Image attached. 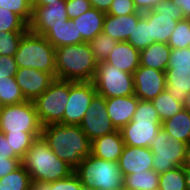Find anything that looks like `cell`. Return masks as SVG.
Segmentation results:
<instances>
[{
  "label": "cell",
  "mask_w": 190,
  "mask_h": 190,
  "mask_svg": "<svg viewBox=\"0 0 190 190\" xmlns=\"http://www.w3.org/2000/svg\"><path fill=\"white\" fill-rule=\"evenodd\" d=\"M41 137L73 169L91 154V141L79 125L50 124L42 127Z\"/></svg>",
  "instance_id": "1"
},
{
  "label": "cell",
  "mask_w": 190,
  "mask_h": 190,
  "mask_svg": "<svg viewBox=\"0 0 190 190\" xmlns=\"http://www.w3.org/2000/svg\"><path fill=\"white\" fill-rule=\"evenodd\" d=\"M35 182L52 183L70 176L74 169L58 158L42 137L37 138L21 159Z\"/></svg>",
  "instance_id": "2"
},
{
  "label": "cell",
  "mask_w": 190,
  "mask_h": 190,
  "mask_svg": "<svg viewBox=\"0 0 190 190\" xmlns=\"http://www.w3.org/2000/svg\"><path fill=\"white\" fill-rule=\"evenodd\" d=\"M56 78L72 82L92 81L98 62L89 43L55 48Z\"/></svg>",
  "instance_id": "3"
},
{
  "label": "cell",
  "mask_w": 190,
  "mask_h": 190,
  "mask_svg": "<svg viewBox=\"0 0 190 190\" xmlns=\"http://www.w3.org/2000/svg\"><path fill=\"white\" fill-rule=\"evenodd\" d=\"M86 190H123V175L118 162L87 155L74 169Z\"/></svg>",
  "instance_id": "4"
},
{
  "label": "cell",
  "mask_w": 190,
  "mask_h": 190,
  "mask_svg": "<svg viewBox=\"0 0 190 190\" xmlns=\"http://www.w3.org/2000/svg\"><path fill=\"white\" fill-rule=\"evenodd\" d=\"M18 68H33L56 78L55 47L43 36L27 31L14 55Z\"/></svg>",
  "instance_id": "5"
},
{
  "label": "cell",
  "mask_w": 190,
  "mask_h": 190,
  "mask_svg": "<svg viewBox=\"0 0 190 190\" xmlns=\"http://www.w3.org/2000/svg\"><path fill=\"white\" fill-rule=\"evenodd\" d=\"M161 120L151 101L139 100L130 123L120 131L125 145L150 147L161 128Z\"/></svg>",
  "instance_id": "6"
},
{
  "label": "cell",
  "mask_w": 190,
  "mask_h": 190,
  "mask_svg": "<svg viewBox=\"0 0 190 190\" xmlns=\"http://www.w3.org/2000/svg\"><path fill=\"white\" fill-rule=\"evenodd\" d=\"M69 98V81L55 78L34 101L42 127L63 124V114Z\"/></svg>",
  "instance_id": "7"
},
{
  "label": "cell",
  "mask_w": 190,
  "mask_h": 190,
  "mask_svg": "<svg viewBox=\"0 0 190 190\" xmlns=\"http://www.w3.org/2000/svg\"><path fill=\"white\" fill-rule=\"evenodd\" d=\"M92 82L97 94L105 98L134 95L133 74L105 61L98 63Z\"/></svg>",
  "instance_id": "8"
},
{
  "label": "cell",
  "mask_w": 190,
  "mask_h": 190,
  "mask_svg": "<svg viewBox=\"0 0 190 190\" xmlns=\"http://www.w3.org/2000/svg\"><path fill=\"white\" fill-rule=\"evenodd\" d=\"M0 130L3 133H42V125L33 101L0 108Z\"/></svg>",
  "instance_id": "9"
},
{
  "label": "cell",
  "mask_w": 190,
  "mask_h": 190,
  "mask_svg": "<svg viewBox=\"0 0 190 190\" xmlns=\"http://www.w3.org/2000/svg\"><path fill=\"white\" fill-rule=\"evenodd\" d=\"M187 144L171 137L162 127L150 145L153 153V170L161 174L184 163Z\"/></svg>",
  "instance_id": "10"
},
{
  "label": "cell",
  "mask_w": 190,
  "mask_h": 190,
  "mask_svg": "<svg viewBox=\"0 0 190 190\" xmlns=\"http://www.w3.org/2000/svg\"><path fill=\"white\" fill-rule=\"evenodd\" d=\"M142 16L151 24V39L167 44L178 21L183 20L182 9L171 0L160 1L153 10L142 12Z\"/></svg>",
  "instance_id": "11"
},
{
  "label": "cell",
  "mask_w": 190,
  "mask_h": 190,
  "mask_svg": "<svg viewBox=\"0 0 190 190\" xmlns=\"http://www.w3.org/2000/svg\"><path fill=\"white\" fill-rule=\"evenodd\" d=\"M96 94L92 81H69V98L63 114V124L79 125Z\"/></svg>",
  "instance_id": "12"
},
{
  "label": "cell",
  "mask_w": 190,
  "mask_h": 190,
  "mask_svg": "<svg viewBox=\"0 0 190 190\" xmlns=\"http://www.w3.org/2000/svg\"><path fill=\"white\" fill-rule=\"evenodd\" d=\"M79 126L90 141L117 131L108 116L105 97H93Z\"/></svg>",
  "instance_id": "13"
},
{
  "label": "cell",
  "mask_w": 190,
  "mask_h": 190,
  "mask_svg": "<svg viewBox=\"0 0 190 190\" xmlns=\"http://www.w3.org/2000/svg\"><path fill=\"white\" fill-rule=\"evenodd\" d=\"M32 7V18L28 24V30L38 35H44L51 26H59L69 20L66 12V0H57L46 6Z\"/></svg>",
  "instance_id": "14"
},
{
  "label": "cell",
  "mask_w": 190,
  "mask_h": 190,
  "mask_svg": "<svg viewBox=\"0 0 190 190\" xmlns=\"http://www.w3.org/2000/svg\"><path fill=\"white\" fill-rule=\"evenodd\" d=\"M134 95L139 100L152 101L166 89L165 72L139 66L133 73Z\"/></svg>",
  "instance_id": "15"
},
{
  "label": "cell",
  "mask_w": 190,
  "mask_h": 190,
  "mask_svg": "<svg viewBox=\"0 0 190 190\" xmlns=\"http://www.w3.org/2000/svg\"><path fill=\"white\" fill-rule=\"evenodd\" d=\"M15 79L26 101H34L55 78L50 73L25 67L18 68Z\"/></svg>",
  "instance_id": "16"
},
{
  "label": "cell",
  "mask_w": 190,
  "mask_h": 190,
  "mask_svg": "<svg viewBox=\"0 0 190 190\" xmlns=\"http://www.w3.org/2000/svg\"><path fill=\"white\" fill-rule=\"evenodd\" d=\"M118 166L124 176L153 170V153L148 147H132L125 145L118 160Z\"/></svg>",
  "instance_id": "17"
},
{
  "label": "cell",
  "mask_w": 190,
  "mask_h": 190,
  "mask_svg": "<svg viewBox=\"0 0 190 190\" xmlns=\"http://www.w3.org/2000/svg\"><path fill=\"white\" fill-rule=\"evenodd\" d=\"M138 102L135 95L106 98L108 116L117 130L132 121Z\"/></svg>",
  "instance_id": "18"
},
{
  "label": "cell",
  "mask_w": 190,
  "mask_h": 190,
  "mask_svg": "<svg viewBox=\"0 0 190 190\" xmlns=\"http://www.w3.org/2000/svg\"><path fill=\"white\" fill-rule=\"evenodd\" d=\"M106 13L91 7L89 10L73 18V26L77 30V44L89 43L103 30Z\"/></svg>",
  "instance_id": "19"
},
{
  "label": "cell",
  "mask_w": 190,
  "mask_h": 190,
  "mask_svg": "<svg viewBox=\"0 0 190 190\" xmlns=\"http://www.w3.org/2000/svg\"><path fill=\"white\" fill-rule=\"evenodd\" d=\"M142 17V12L122 16H114L106 14L103 22L102 32L109 35L118 42L128 40L130 34L134 30V25H137L138 20Z\"/></svg>",
  "instance_id": "20"
},
{
  "label": "cell",
  "mask_w": 190,
  "mask_h": 190,
  "mask_svg": "<svg viewBox=\"0 0 190 190\" xmlns=\"http://www.w3.org/2000/svg\"><path fill=\"white\" fill-rule=\"evenodd\" d=\"M125 143L120 130L91 141V154L107 161L118 162Z\"/></svg>",
  "instance_id": "21"
},
{
  "label": "cell",
  "mask_w": 190,
  "mask_h": 190,
  "mask_svg": "<svg viewBox=\"0 0 190 190\" xmlns=\"http://www.w3.org/2000/svg\"><path fill=\"white\" fill-rule=\"evenodd\" d=\"M139 57L140 51L127 41L118 42L105 62L115 65L117 69L133 74L140 66Z\"/></svg>",
  "instance_id": "22"
},
{
  "label": "cell",
  "mask_w": 190,
  "mask_h": 190,
  "mask_svg": "<svg viewBox=\"0 0 190 190\" xmlns=\"http://www.w3.org/2000/svg\"><path fill=\"white\" fill-rule=\"evenodd\" d=\"M171 48L168 44L155 42L140 51V66L166 71Z\"/></svg>",
  "instance_id": "23"
},
{
  "label": "cell",
  "mask_w": 190,
  "mask_h": 190,
  "mask_svg": "<svg viewBox=\"0 0 190 190\" xmlns=\"http://www.w3.org/2000/svg\"><path fill=\"white\" fill-rule=\"evenodd\" d=\"M165 80L168 93L184 103L190 92V69H166Z\"/></svg>",
  "instance_id": "24"
},
{
  "label": "cell",
  "mask_w": 190,
  "mask_h": 190,
  "mask_svg": "<svg viewBox=\"0 0 190 190\" xmlns=\"http://www.w3.org/2000/svg\"><path fill=\"white\" fill-rule=\"evenodd\" d=\"M161 127L174 139L190 143V112L186 109L162 122Z\"/></svg>",
  "instance_id": "25"
},
{
  "label": "cell",
  "mask_w": 190,
  "mask_h": 190,
  "mask_svg": "<svg viewBox=\"0 0 190 190\" xmlns=\"http://www.w3.org/2000/svg\"><path fill=\"white\" fill-rule=\"evenodd\" d=\"M43 36L55 48L77 44V30L72 19L66 20L65 24L51 26Z\"/></svg>",
  "instance_id": "26"
},
{
  "label": "cell",
  "mask_w": 190,
  "mask_h": 190,
  "mask_svg": "<svg viewBox=\"0 0 190 190\" xmlns=\"http://www.w3.org/2000/svg\"><path fill=\"white\" fill-rule=\"evenodd\" d=\"M159 174L154 170L124 176L123 190H158Z\"/></svg>",
  "instance_id": "27"
},
{
  "label": "cell",
  "mask_w": 190,
  "mask_h": 190,
  "mask_svg": "<svg viewBox=\"0 0 190 190\" xmlns=\"http://www.w3.org/2000/svg\"><path fill=\"white\" fill-rule=\"evenodd\" d=\"M151 102L158 112L161 123L184 109L183 103L173 98L166 89Z\"/></svg>",
  "instance_id": "28"
},
{
  "label": "cell",
  "mask_w": 190,
  "mask_h": 190,
  "mask_svg": "<svg viewBox=\"0 0 190 190\" xmlns=\"http://www.w3.org/2000/svg\"><path fill=\"white\" fill-rule=\"evenodd\" d=\"M31 188V177L22 164L0 178V190H30Z\"/></svg>",
  "instance_id": "29"
},
{
  "label": "cell",
  "mask_w": 190,
  "mask_h": 190,
  "mask_svg": "<svg viewBox=\"0 0 190 190\" xmlns=\"http://www.w3.org/2000/svg\"><path fill=\"white\" fill-rule=\"evenodd\" d=\"M15 77L0 78V106L16 105L25 102Z\"/></svg>",
  "instance_id": "30"
},
{
  "label": "cell",
  "mask_w": 190,
  "mask_h": 190,
  "mask_svg": "<svg viewBox=\"0 0 190 190\" xmlns=\"http://www.w3.org/2000/svg\"><path fill=\"white\" fill-rule=\"evenodd\" d=\"M127 42L139 51L154 43V39H151V24L143 16L134 25Z\"/></svg>",
  "instance_id": "31"
},
{
  "label": "cell",
  "mask_w": 190,
  "mask_h": 190,
  "mask_svg": "<svg viewBox=\"0 0 190 190\" xmlns=\"http://www.w3.org/2000/svg\"><path fill=\"white\" fill-rule=\"evenodd\" d=\"M158 190H186L185 169L175 167L159 174Z\"/></svg>",
  "instance_id": "32"
},
{
  "label": "cell",
  "mask_w": 190,
  "mask_h": 190,
  "mask_svg": "<svg viewBox=\"0 0 190 190\" xmlns=\"http://www.w3.org/2000/svg\"><path fill=\"white\" fill-rule=\"evenodd\" d=\"M8 139L11 149L22 159L32 143L39 137L41 133H4Z\"/></svg>",
  "instance_id": "33"
},
{
  "label": "cell",
  "mask_w": 190,
  "mask_h": 190,
  "mask_svg": "<svg viewBox=\"0 0 190 190\" xmlns=\"http://www.w3.org/2000/svg\"><path fill=\"white\" fill-rule=\"evenodd\" d=\"M33 190H86L78 176L73 172L67 178L52 183L32 181Z\"/></svg>",
  "instance_id": "34"
},
{
  "label": "cell",
  "mask_w": 190,
  "mask_h": 190,
  "mask_svg": "<svg viewBox=\"0 0 190 190\" xmlns=\"http://www.w3.org/2000/svg\"><path fill=\"white\" fill-rule=\"evenodd\" d=\"M117 43L118 41L101 32L92 41L89 42V45L96 61L99 63L107 59Z\"/></svg>",
  "instance_id": "35"
},
{
  "label": "cell",
  "mask_w": 190,
  "mask_h": 190,
  "mask_svg": "<svg viewBox=\"0 0 190 190\" xmlns=\"http://www.w3.org/2000/svg\"><path fill=\"white\" fill-rule=\"evenodd\" d=\"M190 41V19H183L177 22L176 27L171 34L168 46L171 49H182L188 47Z\"/></svg>",
  "instance_id": "36"
},
{
  "label": "cell",
  "mask_w": 190,
  "mask_h": 190,
  "mask_svg": "<svg viewBox=\"0 0 190 190\" xmlns=\"http://www.w3.org/2000/svg\"><path fill=\"white\" fill-rule=\"evenodd\" d=\"M28 31V24L16 13L0 7V32Z\"/></svg>",
  "instance_id": "37"
},
{
  "label": "cell",
  "mask_w": 190,
  "mask_h": 190,
  "mask_svg": "<svg viewBox=\"0 0 190 190\" xmlns=\"http://www.w3.org/2000/svg\"><path fill=\"white\" fill-rule=\"evenodd\" d=\"M27 31L0 32V55L14 56Z\"/></svg>",
  "instance_id": "38"
},
{
  "label": "cell",
  "mask_w": 190,
  "mask_h": 190,
  "mask_svg": "<svg viewBox=\"0 0 190 190\" xmlns=\"http://www.w3.org/2000/svg\"><path fill=\"white\" fill-rule=\"evenodd\" d=\"M0 7L19 15L27 24L32 18V0H0Z\"/></svg>",
  "instance_id": "39"
},
{
  "label": "cell",
  "mask_w": 190,
  "mask_h": 190,
  "mask_svg": "<svg viewBox=\"0 0 190 190\" xmlns=\"http://www.w3.org/2000/svg\"><path fill=\"white\" fill-rule=\"evenodd\" d=\"M167 69H190V48L171 49Z\"/></svg>",
  "instance_id": "40"
},
{
  "label": "cell",
  "mask_w": 190,
  "mask_h": 190,
  "mask_svg": "<svg viewBox=\"0 0 190 190\" xmlns=\"http://www.w3.org/2000/svg\"><path fill=\"white\" fill-rule=\"evenodd\" d=\"M133 0H113L106 14L114 16H122L136 13Z\"/></svg>",
  "instance_id": "41"
},
{
  "label": "cell",
  "mask_w": 190,
  "mask_h": 190,
  "mask_svg": "<svg viewBox=\"0 0 190 190\" xmlns=\"http://www.w3.org/2000/svg\"><path fill=\"white\" fill-rule=\"evenodd\" d=\"M91 7L89 0H66V12L69 19L77 18Z\"/></svg>",
  "instance_id": "42"
},
{
  "label": "cell",
  "mask_w": 190,
  "mask_h": 190,
  "mask_svg": "<svg viewBox=\"0 0 190 190\" xmlns=\"http://www.w3.org/2000/svg\"><path fill=\"white\" fill-rule=\"evenodd\" d=\"M17 71L14 56L0 55V78L15 77Z\"/></svg>",
  "instance_id": "43"
},
{
  "label": "cell",
  "mask_w": 190,
  "mask_h": 190,
  "mask_svg": "<svg viewBox=\"0 0 190 190\" xmlns=\"http://www.w3.org/2000/svg\"><path fill=\"white\" fill-rule=\"evenodd\" d=\"M20 165V158H9V156H0V178L14 171Z\"/></svg>",
  "instance_id": "44"
},
{
  "label": "cell",
  "mask_w": 190,
  "mask_h": 190,
  "mask_svg": "<svg viewBox=\"0 0 190 190\" xmlns=\"http://www.w3.org/2000/svg\"><path fill=\"white\" fill-rule=\"evenodd\" d=\"M0 156H9V158H19L11 149L8 139L5 134L0 130Z\"/></svg>",
  "instance_id": "45"
},
{
  "label": "cell",
  "mask_w": 190,
  "mask_h": 190,
  "mask_svg": "<svg viewBox=\"0 0 190 190\" xmlns=\"http://www.w3.org/2000/svg\"><path fill=\"white\" fill-rule=\"evenodd\" d=\"M163 0H133L135 8L140 12L153 10L154 7Z\"/></svg>",
  "instance_id": "46"
},
{
  "label": "cell",
  "mask_w": 190,
  "mask_h": 190,
  "mask_svg": "<svg viewBox=\"0 0 190 190\" xmlns=\"http://www.w3.org/2000/svg\"><path fill=\"white\" fill-rule=\"evenodd\" d=\"M91 6L99 11L107 13L113 0H89Z\"/></svg>",
  "instance_id": "47"
},
{
  "label": "cell",
  "mask_w": 190,
  "mask_h": 190,
  "mask_svg": "<svg viewBox=\"0 0 190 190\" xmlns=\"http://www.w3.org/2000/svg\"><path fill=\"white\" fill-rule=\"evenodd\" d=\"M176 6L180 7L184 19H190V0H171Z\"/></svg>",
  "instance_id": "48"
},
{
  "label": "cell",
  "mask_w": 190,
  "mask_h": 190,
  "mask_svg": "<svg viewBox=\"0 0 190 190\" xmlns=\"http://www.w3.org/2000/svg\"><path fill=\"white\" fill-rule=\"evenodd\" d=\"M182 167L184 169H190V143L186 146L185 158Z\"/></svg>",
  "instance_id": "49"
},
{
  "label": "cell",
  "mask_w": 190,
  "mask_h": 190,
  "mask_svg": "<svg viewBox=\"0 0 190 190\" xmlns=\"http://www.w3.org/2000/svg\"><path fill=\"white\" fill-rule=\"evenodd\" d=\"M57 0H32V6H46L49 3H54Z\"/></svg>",
  "instance_id": "50"
},
{
  "label": "cell",
  "mask_w": 190,
  "mask_h": 190,
  "mask_svg": "<svg viewBox=\"0 0 190 190\" xmlns=\"http://www.w3.org/2000/svg\"><path fill=\"white\" fill-rule=\"evenodd\" d=\"M186 190H190V169H185Z\"/></svg>",
  "instance_id": "51"
},
{
  "label": "cell",
  "mask_w": 190,
  "mask_h": 190,
  "mask_svg": "<svg viewBox=\"0 0 190 190\" xmlns=\"http://www.w3.org/2000/svg\"><path fill=\"white\" fill-rule=\"evenodd\" d=\"M183 105H184V109H186L187 111L190 112V92L187 93L186 99H185Z\"/></svg>",
  "instance_id": "52"
}]
</instances>
